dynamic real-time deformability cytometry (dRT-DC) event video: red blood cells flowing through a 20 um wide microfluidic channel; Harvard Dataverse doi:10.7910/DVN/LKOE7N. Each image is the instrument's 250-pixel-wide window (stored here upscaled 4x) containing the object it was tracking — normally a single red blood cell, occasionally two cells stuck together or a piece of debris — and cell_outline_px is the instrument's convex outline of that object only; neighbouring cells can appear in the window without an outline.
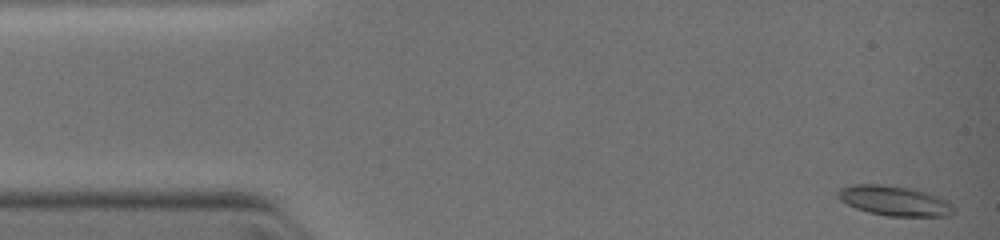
{"species": "common noctule bat (a hibernating species)", "species_latin": "Nyctalus noctula", "temperature_condition": "warm", "stored_images_in_passage": 11, "camera_frame_rate_fps": 3000, "um_per_image_px": 0.085, "animal": {"sex": "female", "body_mass_g": 19.0, "forearm_length_mm": 51.5}, "frame": {"image": 1, "passage_image": 1, "time_ms": 0.0, "image_size_px": [1000, 240], "cell_outline_px": [[952, 216], [888, 216], [868, 212], [856, 208], [840, 200], [836, 196], [836, 192], [840, 188], [852, 184], [880, 184], [916, 188], [948, 200], [952, 204]], "centroid_in_image_um": [76.01, 17.05], "position_along_channel_um": 9.0, "area_um2": 20.4}}
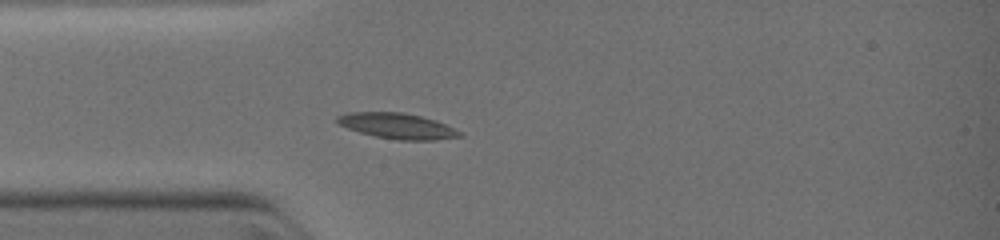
{"frame": {"image": 2, "passage_image": 7, "time_ms": 3.0, "image_size_px": [1000, 240], "cell_outline_px": [[464, 136], [436, 140], [396, 140], [376, 136], [360, 132], [336, 124], [336, 116], [348, 112], [404, 112], [436, 120], [464, 132]], "centroid_in_image_um": [33.8, 10.7], "position_along_channel_um": 51.2, "area_um2": 18.5}}
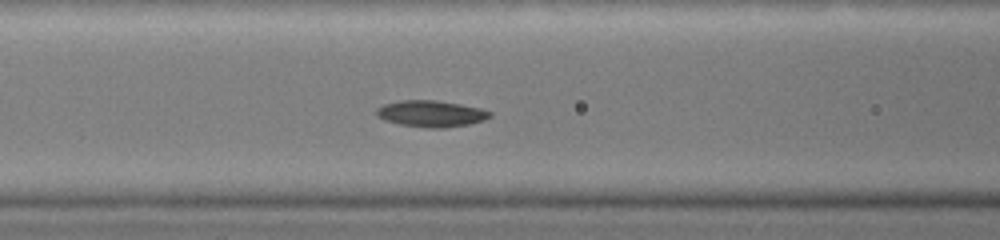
{"frame": {"image": 3, "passage_image": 11, "time_ms": 4.667, "image_size_px": [1000, 240], "cell_outline_px": [[492, 116], [484, 120], [468, 124], [444, 128], [428, 128], [400, 124], [384, 120], [376, 116], [376, 108], [384, 104], [400, 100], [436, 100], [460, 104], [480, 108], [492, 112]], "centroid_in_image_um": [36.63, 9.66], "position_along_channel_um": 130.0, "area_um2": 17.51}}